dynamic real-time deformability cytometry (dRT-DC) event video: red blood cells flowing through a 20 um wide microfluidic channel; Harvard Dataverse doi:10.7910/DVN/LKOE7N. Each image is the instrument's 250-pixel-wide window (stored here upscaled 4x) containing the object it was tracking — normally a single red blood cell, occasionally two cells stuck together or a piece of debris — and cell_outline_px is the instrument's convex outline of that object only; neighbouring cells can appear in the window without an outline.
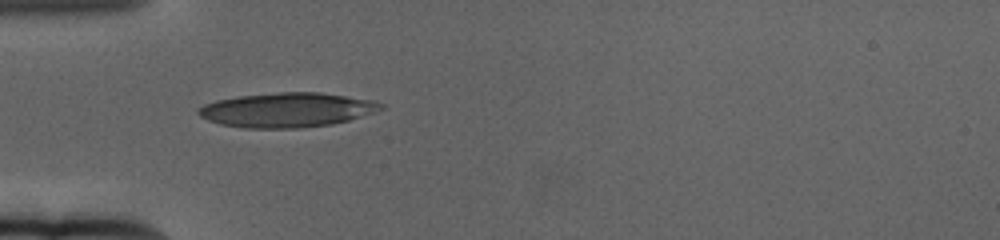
{"species": "human", "species_latin": "Homo sapiens", "temperature_condition": "cold", "stored_images_in_passage": 42, "camera_frame_rate_fps": 3000, "um_per_image_px": 0.085, "donor": {"sex": "female"}, "frame": {"image": 1, "passage_image": 1, "time_ms": 0.0, "image_size_px": [1000, 240], "cell_outline_px": [[384, 108], [348, 120], [332, 124], [300, 128], [244, 128], [220, 124], [208, 120], [200, 116], [196, 112], [196, 108], [204, 104], [216, 100], [240, 96], [280, 92], [320, 92], [376, 100], [384, 104]], "centroid_in_image_um": [24.38, 9.34], "position_along_channel_um": 60.6, "area_um2": 36.76}}
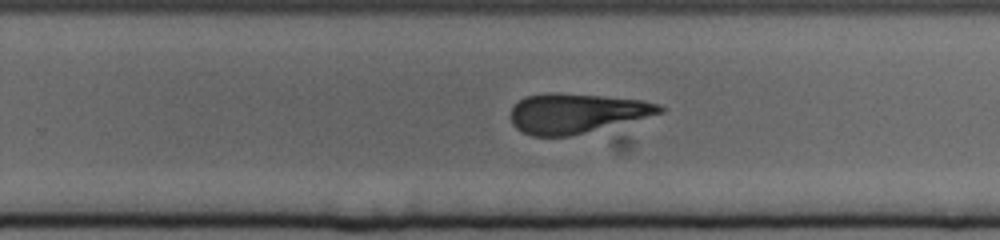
{"frame": {"image": 2, "passage_image": 21, "time_ms": 6.667, "image_size_px": [1000, 240], "cell_outline_px": [[664, 112], [568, 136], [532, 136], [516, 128], [512, 124], [512, 108], [524, 96], [548, 92], [560, 92], [644, 100], [660, 104], [664, 108]], "centroid_in_image_um": [48.97, 9.6], "position_along_channel_um": 280.8, "area_um2": 34.04}}
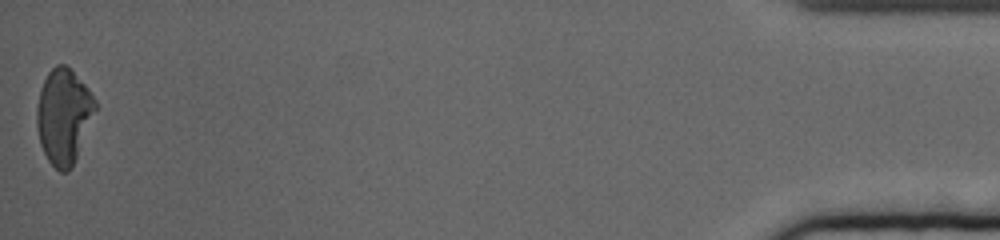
{"frame": {"image": 3, "passage_image": 42, "time_ms": 13.667, "image_size_px": [1000, 240], "cell_outline_px": [[96, 108], [72, 168], [68, 172], [60, 172], [48, 160], [40, 144], [36, 124], [36, 108], [40, 88], [48, 72], [56, 64], [64, 64], [88, 88], [96, 100]], "centroid_in_image_um": [5.38, 9.88], "position_along_channel_um": 429.8, "area_um2": 32.14}, "authors_computed_cell_mechanics": {"area_um2": 34.7956, "velocity_mm_per_s": 3.3747, "shape_relaxation_time_tau1_ms": 6.855, "shape_relaxation_time_tau2_ms": 2.3404, "deformation_change_tau1": 0.2152, "deformation_change_tau2": 0.1275}}